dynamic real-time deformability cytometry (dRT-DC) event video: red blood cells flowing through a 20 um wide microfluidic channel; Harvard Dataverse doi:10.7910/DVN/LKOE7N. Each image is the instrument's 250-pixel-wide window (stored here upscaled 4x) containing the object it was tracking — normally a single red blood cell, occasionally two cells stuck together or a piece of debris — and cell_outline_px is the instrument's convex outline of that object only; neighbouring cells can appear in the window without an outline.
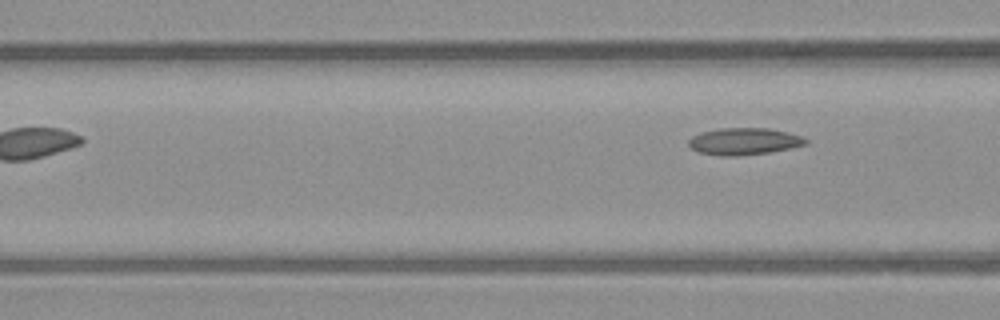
{"species": "common noctule bat (a hibernating species)", "species_latin": "Nyctalus noctula", "temperature_condition": "warm", "stored_images_in_passage": 6, "camera_frame_rate_fps": 3000, "um_per_image_px": 0.085, "animal": {"sex": "male", "body_mass_g": 23.1, "forearm_length_mm": 52.7}, "frame": {"image": 1, "passage_image": 6, "time_ms": 6.0, "image_size_px": [1000, 320], "cell_outline_px": [[808, 144], [792, 148], [772, 152], [740, 156], [720, 156], [696, 152], [688, 144], [688, 140], [692, 136], [700, 132], [720, 128], [772, 128], [788, 132], [800, 136], [808, 140]], "centroid_in_image_um": [63.25, 12.02], "position_along_channel_um": 103.4, "area_um2": 18.73}}